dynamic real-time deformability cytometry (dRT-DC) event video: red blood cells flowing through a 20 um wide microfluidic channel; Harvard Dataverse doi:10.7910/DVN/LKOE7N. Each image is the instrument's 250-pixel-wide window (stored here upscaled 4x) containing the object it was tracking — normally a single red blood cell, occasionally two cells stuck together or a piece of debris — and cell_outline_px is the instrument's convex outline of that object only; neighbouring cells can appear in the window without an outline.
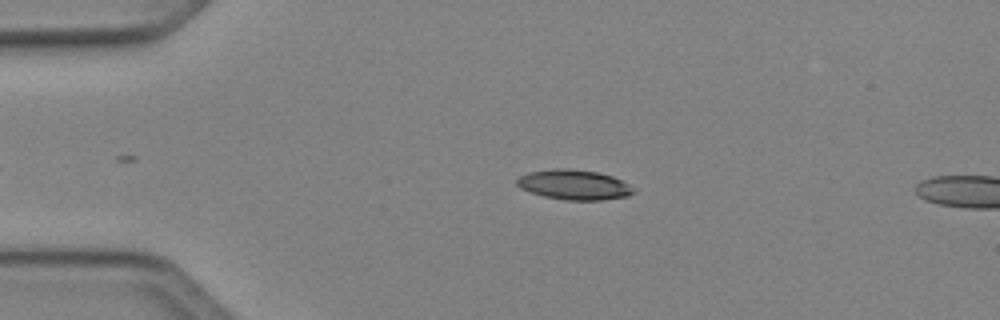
{"species": "Egyptian fruit bat (a non-hibernating species)", "species_latin": "Rousettus aegyptiacus", "temperature_condition": "cold", "stored_images_in_passage": 10, "camera_frame_rate_fps": 3000, "um_per_image_px": 0.085, "animal": {"sex": "female"}, "frame": {"image": 1, "passage_image": 7, "time_ms": 2.0, "image_size_px": [1000, 320], "cell_outline_px": [[636, 192], [628, 196], [604, 200], [564, 200], [544, 196], [528, 192], [520, 188], [516, 184], [516, 180], [520, 176], [528, 172], [556, 168], [568, 168], [596, 172], [612, 176], [628, 184]], "centroid_in_image_um": [48.77, 15.71], "position_along_channel_um": 36.2, "area_um2": 20.4}}